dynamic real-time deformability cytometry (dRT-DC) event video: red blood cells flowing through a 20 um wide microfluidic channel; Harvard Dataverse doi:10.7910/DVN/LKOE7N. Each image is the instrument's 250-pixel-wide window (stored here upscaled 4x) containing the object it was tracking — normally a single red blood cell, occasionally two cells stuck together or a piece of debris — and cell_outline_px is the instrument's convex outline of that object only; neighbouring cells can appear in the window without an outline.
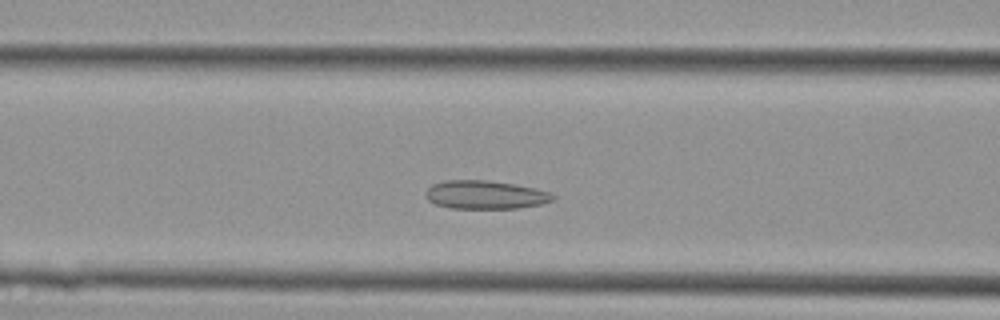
{"species": "Egyptian fruit bat (a non-hibernating species)", "species_latin": "Rousettus aegyptiacus", "temperature_condition": "cold", "stored_images_in_passage": 31, "camera_frame_rate_fps": 3000, "um_per_image_px": 0.085, "animal": {"sex": "female"}, "frame": {"image": 1, "passage_image": 5, "time_ms": 1.333, "image_size_px": [1000, 320], "cell_outline_px": [[556, 196], [552, 200], [540, 204], [516, 208], [448, 208], [436, 204], [428, 200], [424, 196], [424, 192], [432, 184], [448, 180], [488, 180], [536, 188], [548, 192]], "centroid_in_image_um": [41.2, 16.55], "position_along_channel_um": 125.4, "area_um2": 20.98}}
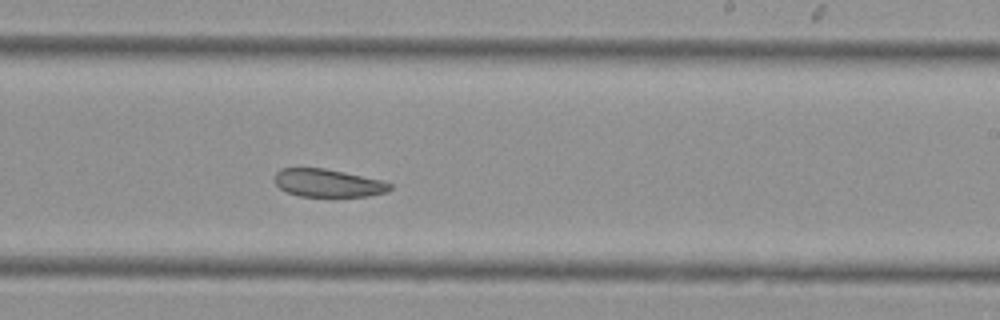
{"frame": {"image": 2, "passage_image": 14, "time_ms": 4.333, "image_size_px": [1000, 320], "cell_outline_px": [[392, 188], [388, 192], [368, 196], [300, 196], [288, 192], [280, 188], [276, 184], [276, 172], [280, 168], [324, 168], [344, 172], [380, 180], [392, 184]], "centroid_in_image_um": [27.89, 15.56], "position_along_channel_um": 261.1, "area_um2": 18.55}}
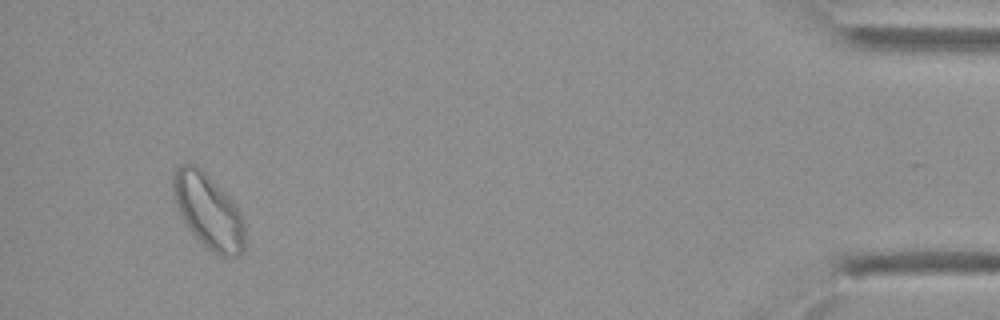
{"frame": {"image": 3, "passage_image": 29, "time_ms": 9.333, "image_size_px": [1000, 320], "cell_outline_px": [[244, 252], [240, 256], [220, 256], [208, 248], [192, 232], [176, 208], [172, 188], [172, 172], [180, 164], [196, 164], [232, 200], [240, 212], [244, 220]], "centroid_in_image_um": [17.7, 17.94], "position_along_channel_um": 417.5, "area_um2": 30.92}}